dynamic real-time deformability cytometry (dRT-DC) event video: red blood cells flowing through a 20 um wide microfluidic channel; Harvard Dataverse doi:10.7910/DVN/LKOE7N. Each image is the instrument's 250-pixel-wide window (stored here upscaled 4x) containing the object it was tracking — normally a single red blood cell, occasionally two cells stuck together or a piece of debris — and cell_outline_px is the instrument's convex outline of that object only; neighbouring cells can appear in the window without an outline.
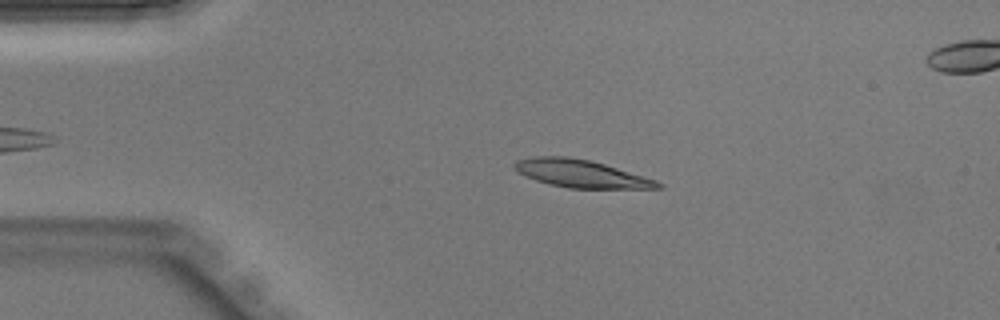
{"species": "Egyptian fruit bat (a non-hibernating species)", "species_latin": "Rousettus aegyptiacus", "temperature_condition": "warm", "stored_images_in_passage": 38, "camera_frame_rate_fps": 3000, "um_per_image_px": 0.085, "animal": {"sex": "male"}, "frame": {"image": 1, "passage_image": 8, "time_ms": 2.333, "image_size_px": [1000, 320], "cell_outline_px": [[664, 188], [568, 188], [536, 180], [516, 172], [512, 168], [512, 164], [516, 160], [532, 156], [568, 156], [588, 160], [604, 164], [656, 180], [664, 184]], "centroid_in_image_um": [49.33, 14.75], "position_along_channel_um": 35.7, "area_um2": 23.06}}
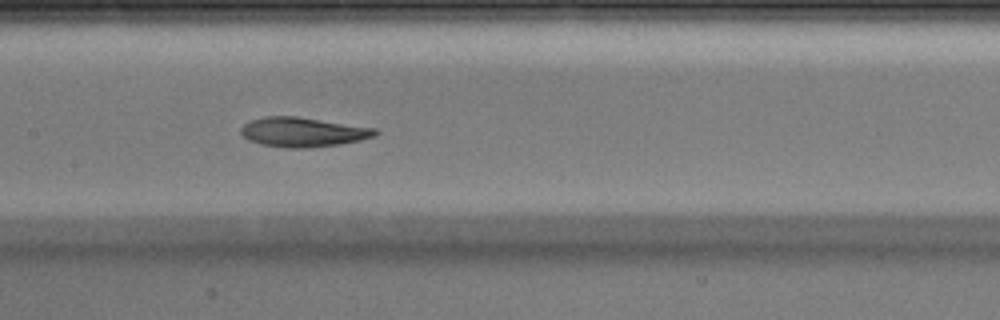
{"frame": {"image": 2, "passage_image": 20, "time_ms": 6.333, "image_size_px": [1000, 320], "cell_outline_px": [[380, 132], [376, 136], [360, 140], [340, 144], [304, 148], [284, 148], [260, 144], [248, 140], [240, 132], [240, 128], [244, 124], [252, 120], [264, 116], [296, 116], [376, 128]], "centroid_in_image_um": [25.75, 11.23], "position_along_channel_um": 181.6, "area_um2": 23.18}}
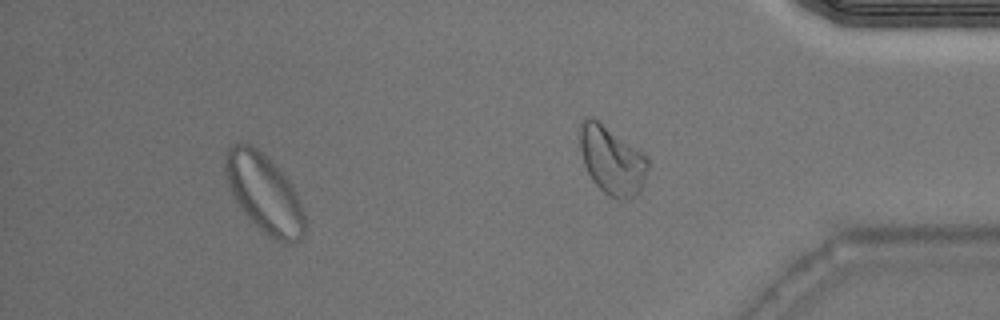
{"frame": {"image": 3, "passage_image": 34, "time_ms": 11.0, "image_size_px": [1000, 320], "cell_outline_px": [[304, 236], [300, 240], [292, 244], [284, 244], [268, 236], [244, 212], [236, 200], [228, 184], [224, 168], [224, 156], [228, 148], [236, 140], [240, 140], [252, 144], [288, 180], [300, 204], [304, 216]], "centroid_in_image_um": [22.42, 16.42], "position_along_channel_um": 412.8, "area_um2": 35.72}}